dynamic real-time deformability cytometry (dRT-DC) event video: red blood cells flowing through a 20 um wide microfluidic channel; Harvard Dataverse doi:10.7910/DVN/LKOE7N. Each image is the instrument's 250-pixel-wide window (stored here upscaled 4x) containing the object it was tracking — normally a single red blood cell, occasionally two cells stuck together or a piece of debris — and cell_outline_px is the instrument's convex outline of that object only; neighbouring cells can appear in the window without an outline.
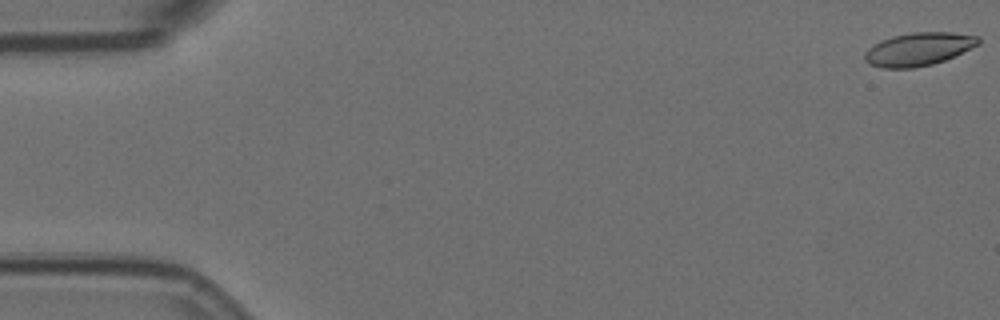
{"species": "Egyptian fruit bat (a non-hibernating species)", "species_latin": "Rousettus aegyptiacus", "temperature_condition": "room temperature", "stored_images_in_passage": 5, "camera_frame_rate_fps": 3000, "um_per_image_px": 0.085, "animal": {"sex": "female"}, "frame": {"image": 1, "passage_image": 1, "time_ms": 0.0, "image_size_px": [1000, 320], "cell_outline_px": [[980, 44], [944, 60], [932, 64], [912, 68], [884, 68], [868, 64], [864, 60], [864, 52], [868, 48], [880, 40], [892, 36], [912, 32], [952, 32], [980, 36]], "centroid_in_image_um": [78.05, 4.17], "position_along_channel_um": 6.9, "area_um2": 22.02}}
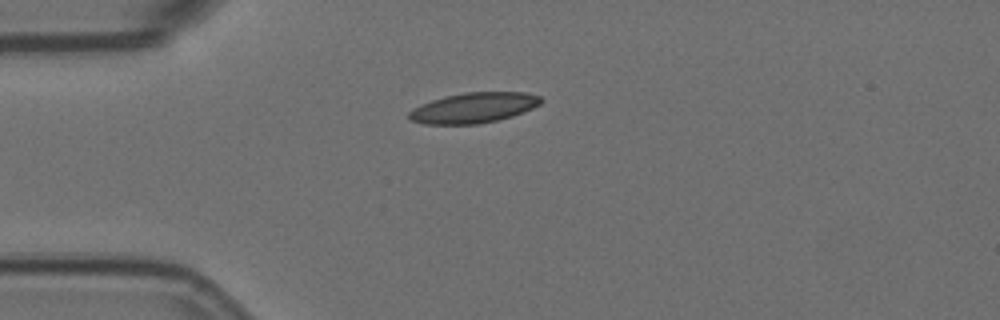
{"frame": {"image": 2, "passage_image": 5, "time_ms": 1.333, "image_size_px": [1000, 320], "cell_outline_px": [[544, 100], [540, 104], [524, 112], [512, 116], [496, 120], [476, 124], [424, 124], [408, 120], [408, 112], [412, 108], [432, 100], [444, 96], [464, 92], [528, 92], [540, 96]], "centroid_in_image_um": [40.25, 9.15], "position_along_channel_um": 44.7, "area_um2": 23.47}}